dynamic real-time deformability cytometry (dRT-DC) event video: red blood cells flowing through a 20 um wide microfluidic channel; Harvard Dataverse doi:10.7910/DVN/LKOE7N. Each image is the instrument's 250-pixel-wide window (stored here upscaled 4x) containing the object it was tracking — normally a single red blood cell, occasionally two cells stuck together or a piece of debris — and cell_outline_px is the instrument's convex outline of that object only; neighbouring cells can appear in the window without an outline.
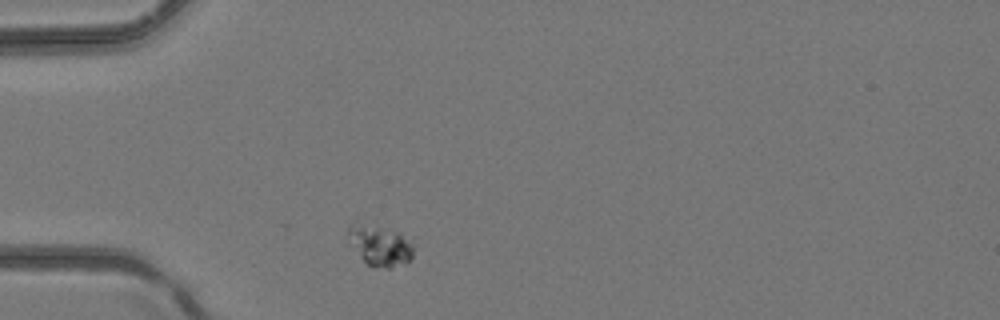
{"species": "common noctule bat (a hibernating species)", "species_latin": "Nyctalus noctula", "temperature_condition": "room temperature", "stored_images_in_passage": 26, "camera_frame_rate_fps": 3000, "um_per_image_px": 0.085, "animal": {"sex": "female", "body_mass_g": 24.6, "forearm_length_mm": 56.2}, "frame": {"image": 1, "passage_image": 1, "time_ms": 0.0, "image_size_px": [1000, 320], "cell_outline_px": [[416, 236], [412, 260], [404, 264], [392, 268], [372, 268], [348, 244], [344, 236], [344, 232], [348, 224], [356, 220]], "centroid_in_image_um": [32.3, 20.8], "position_along_channel_um": 52.7, "area_um2": 17.17}}
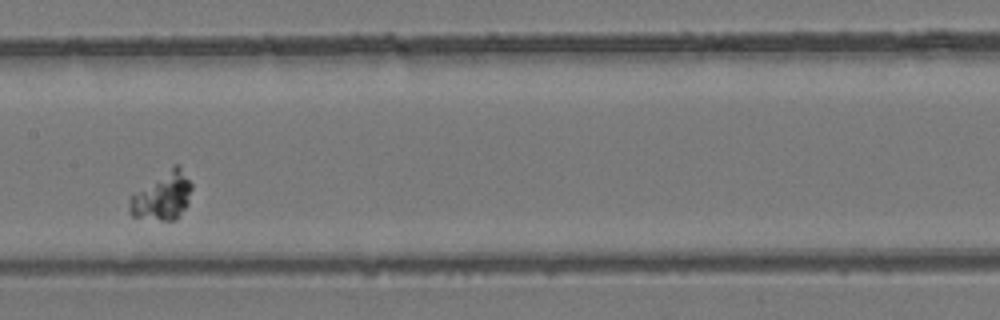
{"frame": {"image": 2, "passage_image": 11, "time_ms": 3.333, "image_size_px": [1000, 320], "cell_outline_px": [[192, 188], [188, 204], [180, 216], [176, 220], [160, 220], [132, 216], [128, 212], [128, 204], [132, 192], [172, 164], [180, 164], [192, 184]], "centroid_in_image_um": [13.79, 16.62], "position_along_channel_um": 193.6, "area_um2": 18.09}}
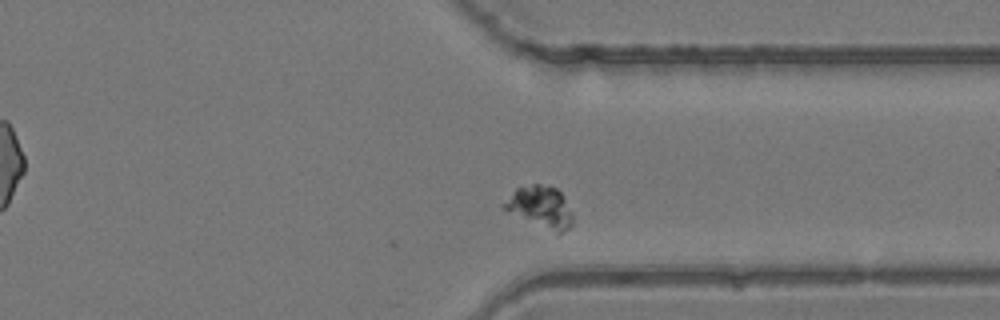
{"frame": {"image": 3, "passage_image": 22, "time_ms": 7.0, "image_size_px": [1000, 320], "cell_outline_px": [[572, 224], [564, 232], [556, 236], [504, 208], [504, 204], [516, 188], [532, 184], [540, 184], [556, 188], [564, 196], [572, 212]], "centroid_in_image_um": [46.02, 17.64], "position_along_channel_um": 365.4, "area_um2": 16.59}}